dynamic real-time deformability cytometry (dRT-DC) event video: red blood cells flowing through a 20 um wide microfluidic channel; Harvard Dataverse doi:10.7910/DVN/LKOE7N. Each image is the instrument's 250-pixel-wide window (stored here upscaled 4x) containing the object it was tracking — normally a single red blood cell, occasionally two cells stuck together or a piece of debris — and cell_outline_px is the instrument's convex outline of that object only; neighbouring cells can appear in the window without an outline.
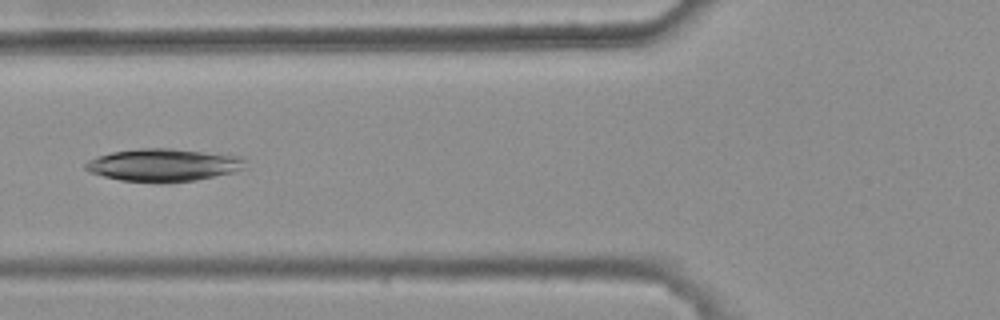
{"species": "common noctule bat (a hibernating species)", "species_latin": "Nyctalus noctula", "temperature_condition": "warm", "stored_images_in_passage": 6, "camera_frame_rate_fps": 3000, "um_per_image_px": 0.085, "animal": {"sex": "female", "body_mass_g": 25.1}, "frame": {"image": 1, "passage_image": 5, "time_ms": 1.333, "image_size_px": [1000, 320], "cell_outline_px": [[244, 168], [232, 172], [196, 180], [160, 184], [120, 180], [88, 172], [84, 168], [84, 164], [88, 160], [96, 156], [112, 152], [140, 148], [172, 148], [244, 156]], "centroid_in_image_um": [13.86, 14.03], "position_along_channel_um": 111.9, "area_um2": 30.81}}
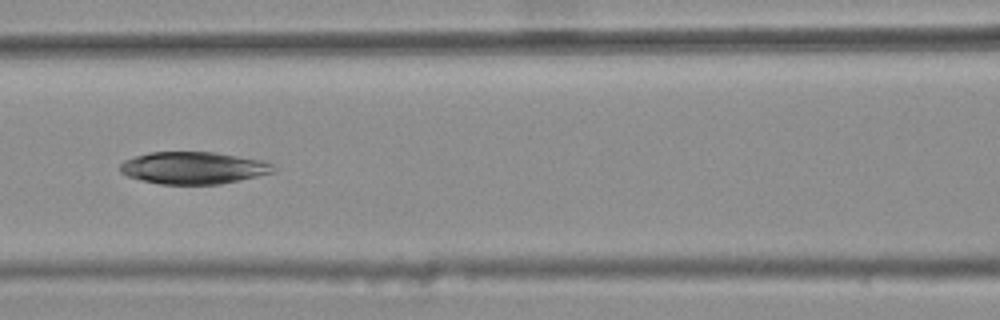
{"frame": {"image": 2, "passage_image": 6, "time_ms": 1.667, "image_size_px": [1000, 320], "cell_outline_px": [[276, 172], [220, 184], [160, 184], [140, 180], [128, 176], [120, 172], [120, 164], [124, 160], [148, 152], [216, 152], [264, 160], [272, 164], [276, 168]], "centroid_in_image_um": [16.46, 14.26], "position_along_channel_um": 150.1, "area_um2": 28.9}}